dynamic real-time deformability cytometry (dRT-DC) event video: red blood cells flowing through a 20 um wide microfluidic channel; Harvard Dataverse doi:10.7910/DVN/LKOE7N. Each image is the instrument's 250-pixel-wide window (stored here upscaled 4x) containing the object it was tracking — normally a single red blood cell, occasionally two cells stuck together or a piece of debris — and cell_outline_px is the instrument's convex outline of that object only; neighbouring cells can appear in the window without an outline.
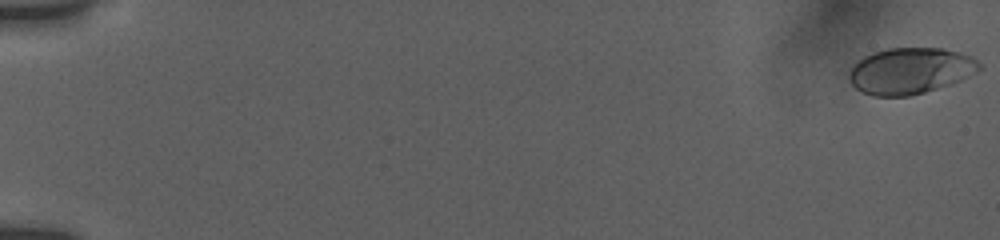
{"species": "human", "species_latin": "Homo sapiens", "temperature_condition": "room temperature", "stored_images_in_passage": 51, "camera_frame_rate_fps": 3000, "um_per_image_px": 0.085, "donor": {"sex": "female"}, "frame": {"image": 1, "passage_image": 1, "time_ms": 0.0, "image_size_px": [1000, 240], "cell_outline_px": [[984, 68], [952, 84], [924, 92], [908, 96], [872, 96], [860, 92], [848, 80], [848, 72], [852, 64], [864, 56], [872, 52], [888, 48], [940, 48], [960, 52], [972, 56]], "centroid_in_image_um": [77.34, 6.02], "position_along_channel_um": 7.7, "area_um2": 35.43}}
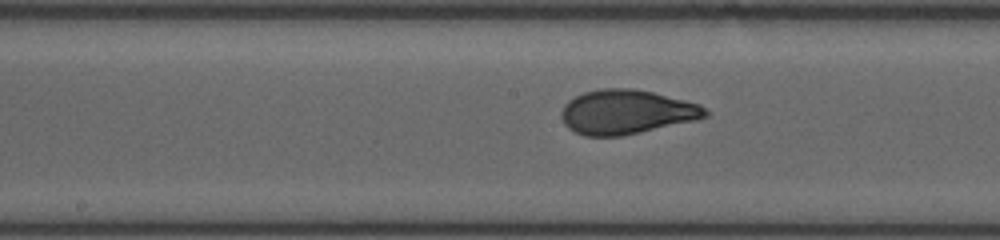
{"frame": {"image": 2, "passage_image": 29, "time_ms": 10.0, "image_size_px": [1000, 240], "cell_outline_px": [[708, 116], [692, 120], [620, 136], [584, 136], [568, 128], [564, 124], [560, 116], [560, 112], [564, 104], [568, 100], [584, 92], [600, 88], [636, 88], [700, 104], [708, 112]], "centroid_in_image_um": [53.17, 9.5], "position_along_channel_um": 195.0, "area_um2": 36.88}}
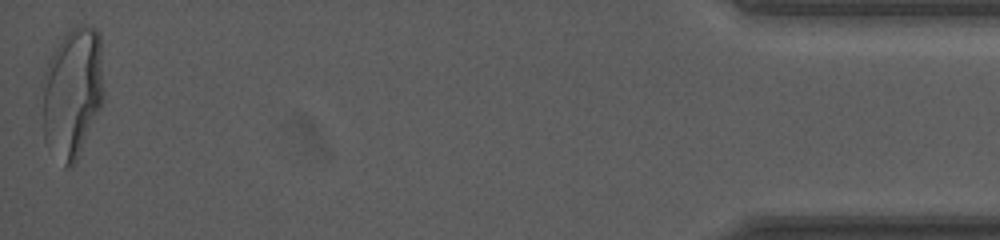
{"frame": {"image": 3, "passage_image": 51, "time_ms": 18.333, "image_size_px": [1000, 240], "cell_outline_px": [[104, 100], [76, 160], [68, 168], [64, 168], [44, 140], [44, 72], [48, 60], [52, 52], [64, 36], [68, 32], [80, 24], [84, 24], [96, 28], [100, 32], [104, 92]], "centroid_in_image_um": [6.19, 7.83], "position_along_channel_um": 429.0, "area_um2": 46.53}, "authors_computed_cell_mechanics": {"area_um2": 36.0672, "velocity_mm_per_s": 3.7844, "shape_relaxation_time_tau1_ms": 4.8352, "shape_relaxation_time_tau2_ms": null, "deformation_change_tau1": 0.1963, "deformation_change_tau2": null}}